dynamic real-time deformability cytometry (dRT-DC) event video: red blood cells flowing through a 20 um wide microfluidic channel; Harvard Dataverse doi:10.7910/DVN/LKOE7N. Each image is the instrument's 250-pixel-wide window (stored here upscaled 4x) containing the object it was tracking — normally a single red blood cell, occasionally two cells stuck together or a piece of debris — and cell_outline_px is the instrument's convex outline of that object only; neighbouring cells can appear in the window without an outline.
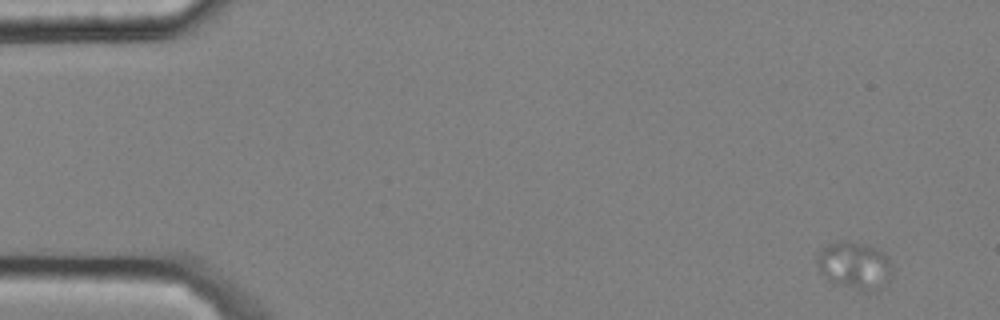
{"species": "common noctule bat (a hibernating species)", "species_latin": "Nyctalus noctula", "temperature_condition": "cold", "stored_images_in_passage": 50, "camera_frame_rate_fps": 3000, "um_per_image_px": 0.085, "animal": {"sex": "male", "body_mass_g": 20.4}, "frame": {"image": 1, "passage_image": 1, "time_ms": 0.0, "image_size_px": [1000, 320], "cell_outline_px": [[892, 272], [888, 280], [880, 288], [872, 292], [864, 292], [832, 284], [820, 272], [816, 260], [816, 256], [820, 248], [828, 244], [848, 240], [868, 244], [884, 252], [888, 256]], "centroid_in_image_um": [72.61, 22.58], "position_along_channel_um": 12.4, "area_um2": 21.33}}
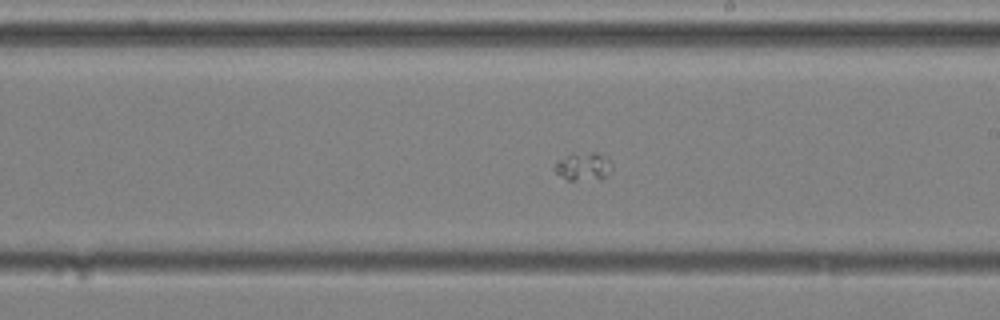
{"frame": {"image": 2, "passage_image": 29, "time_ms": 9.333, "image_size_px": [1000, 320], "cell_outline_px": [[612, 168], [608, 176], [600, 180], [568, 180], [556, 172], [552, 168], [556, 160], [572, 152], [596, 152], [608, 156], [612, 160]], "centroid_in_image_um": [49.62, 14.13], "position_along_channel_um": 239.4, "area_um2": 10.0}}
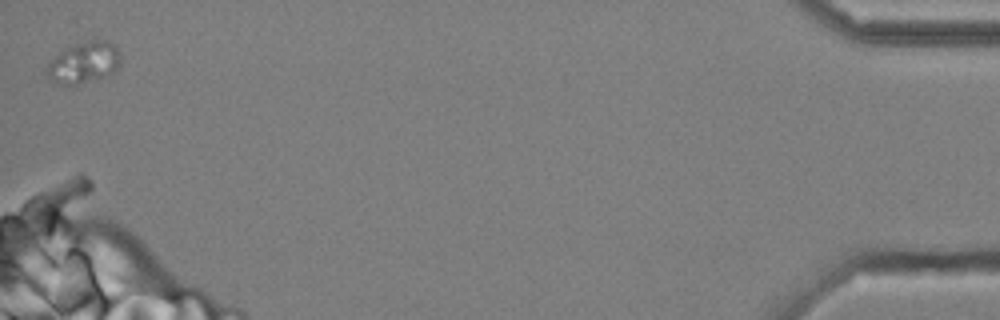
{"frame": {"image": 3, "passage_image": 50, "time_ms": 16.333, "image_size_px": [1000, 320], "cell_outline_px": [[120, 64], [116, 72], [108, 76], [76, 84], [64, 84], [52, 80], [44, 72], [44, 68], [60, 52], [76, 44], [88, 40], [108, 40], [120, 52]], "centroid_in_image_um": [7.17, 5.32], "position_along_channel_um": 428.0, "area_um2": 17.63}}